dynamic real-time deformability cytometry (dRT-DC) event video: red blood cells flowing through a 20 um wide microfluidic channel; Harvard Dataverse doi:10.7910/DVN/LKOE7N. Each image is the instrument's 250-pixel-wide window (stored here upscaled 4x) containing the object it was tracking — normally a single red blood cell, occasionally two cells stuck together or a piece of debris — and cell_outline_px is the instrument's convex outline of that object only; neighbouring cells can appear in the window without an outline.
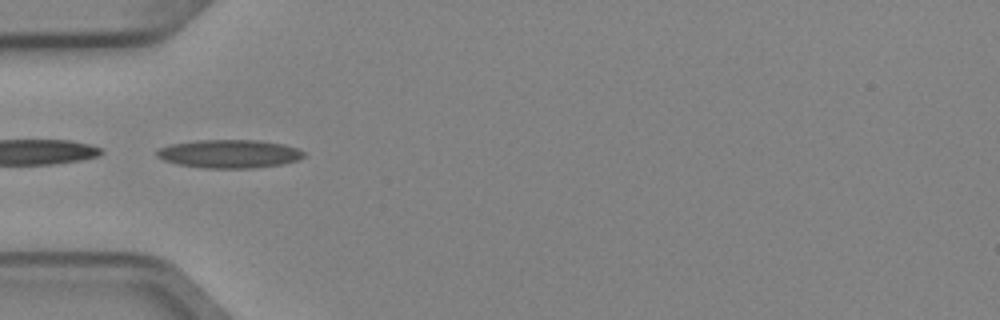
{"species": "Egyptian fruit bat (a non-hibernating species)", "species_latin": "Rousettus aegyptiacus", "temperature_condition": "cold", "stored_images_in_passage": 6, "camera_frame_rate_fps": 3000, "um_per_image_px": 0.085, "animal": {"sex": "female"}, "frame": {"image": 1, "passage_image": 5, "time_ms": 1.333, "image_size_px": [1000, 320], "cell_outline_px": [[304, 156], [300, 160], [284, 164], [252, 168], [204, 168], [180, 164], [164, 160], [156, 156], [156, 152], [160, 148], [168, 144], [196, 140], [260, 140], [284, 144], [296, 148], [304, 152]], "centroid_in_image_um": [19.51, 13.07], "position_along_channel_um": 65.5, "area_um2": 24.39}}
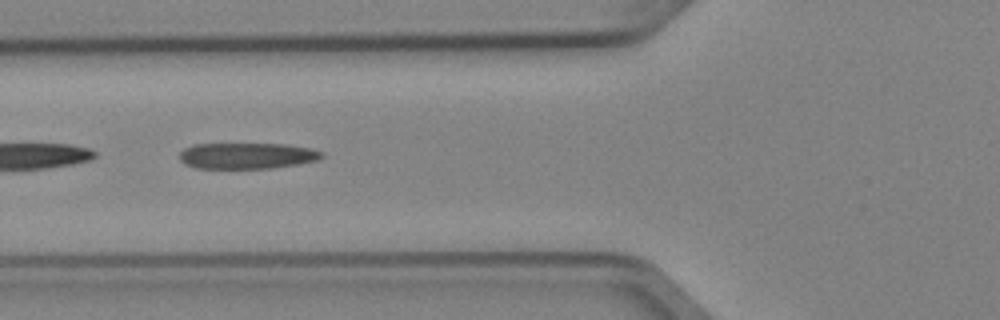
{"frame": {"image": 2, "passage_image": 6, "time_ms": 1.667, "image_size_px": [1000, 320], "cell_outline_px": [[324, 156], [320, 160], [272, 168], [196, 168], [184, 164], [180, 160], [180, 152], [184, 148], [192, 144], [284, 144], [308, 148], [324, 152]], "centroid_in_image_um": [20.98, 13.24], "position_along_channel_um": 104.8, "area_um2": 21.62}}